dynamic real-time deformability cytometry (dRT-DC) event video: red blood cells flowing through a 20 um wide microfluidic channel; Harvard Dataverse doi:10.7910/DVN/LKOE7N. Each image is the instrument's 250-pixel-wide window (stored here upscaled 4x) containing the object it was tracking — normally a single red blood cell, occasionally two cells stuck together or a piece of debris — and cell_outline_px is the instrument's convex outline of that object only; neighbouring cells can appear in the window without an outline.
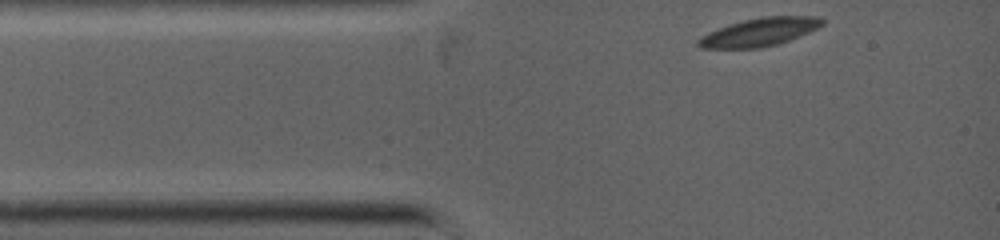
{"species": "common noctule bat (a hibernating species)", "species_latin": "Nyctalus noctula", "temperature_condition": "warm", "stored_images_in_passage": 10, "camera_frame_rate_fps": 5000, "um_per_image_px": 0.085, "animal": {"sex": "female", "body_mass_g": 19.0, "forearm_length_mm": 53.3}, "frame": {"image": 1, "passage_image": 1, "time_ms": 0.0, "image_size_px": [1000, 240], "cell_outline_px": [[824, 24], [808, 32], [788, 40], [776, 44], [760, 48], [700, 48], [696, 44], [696, 40], [700, 36], [708, 32], [728, 24], [744, 20], [764, 16], [820, 16], [824, 20]], "centroid_in_image_um": [64.52, 2.72], "position_along_channel_um": 20.5, "area_um2": 20.29}}